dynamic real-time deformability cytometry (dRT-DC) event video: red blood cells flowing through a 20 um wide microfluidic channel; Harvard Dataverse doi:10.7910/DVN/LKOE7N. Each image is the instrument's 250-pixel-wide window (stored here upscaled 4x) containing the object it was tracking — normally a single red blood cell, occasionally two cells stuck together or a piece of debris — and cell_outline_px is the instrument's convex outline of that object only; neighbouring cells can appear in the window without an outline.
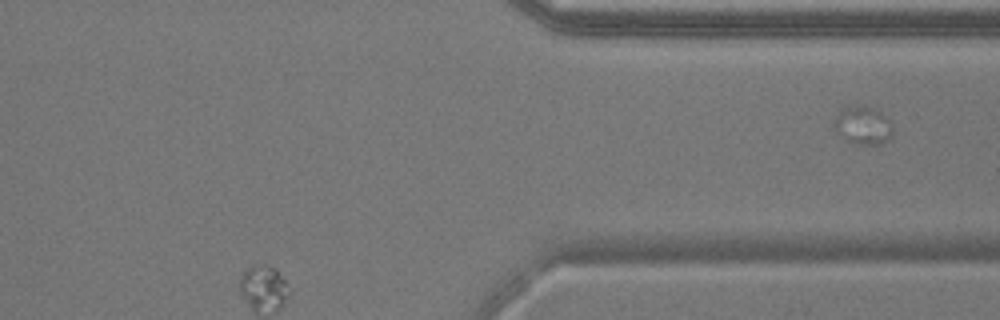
{"species": "common noctule bat (a hibernating species)", "species_latin": "Nyctalus noctula", "temperature_condition": "warm", "stored_images_in_passage": 35, "segment_of_instrument_passage": [2, 2], "camera_frame_rate_fps": 3000, "um_per_image_px": 0.085, "animal": {"sex": "male", "body_mass_g": 17.9}, "frame": {"image": 1, "passage_image": 35, "time_ms": 11.333, "image_size_px": [1000, 320], "cell_outline_px": [[892, 136], [888, 140], [880, 144], [860, 144], [848, 140], [832, 124], [832, 120], [836, 112], [852, 104], [860, 104], [872, 108], [880, 112], [892, 124]], "centroid_in_image_um": [73.34, 10.61], "position_along_channel_um": 338.1, "area_um2": 12.95}}